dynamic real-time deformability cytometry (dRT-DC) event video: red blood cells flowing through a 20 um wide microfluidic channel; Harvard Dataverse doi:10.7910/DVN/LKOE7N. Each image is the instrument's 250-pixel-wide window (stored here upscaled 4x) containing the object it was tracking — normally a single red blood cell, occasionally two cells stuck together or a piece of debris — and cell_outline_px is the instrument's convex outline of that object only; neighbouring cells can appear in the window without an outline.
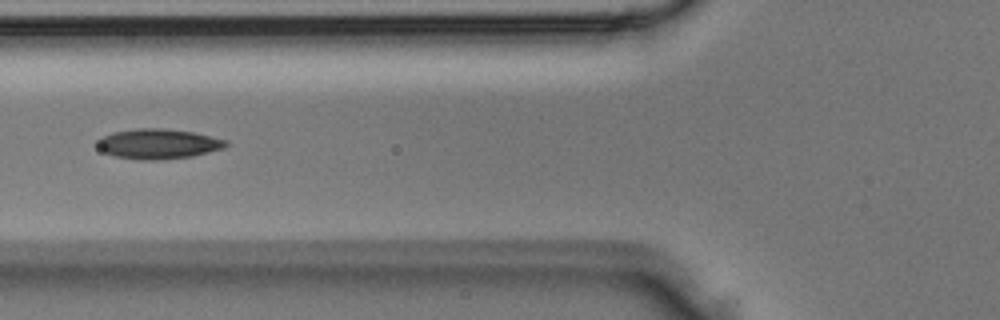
{"species": "Egyptian fruit bat (a non-hibernating species)", "species_latin": "Rousettus aegyptiacus", "temperature_condition": "room temperature", "stored_images_in_passage": 6, "camera_frame_rate_fps": 3000, "um_per_image_px": 0.085, "animal": {"sex": "male"}, "frame": {"image": 1, "passage_image": 6, "time_ms": 1.667, "image_size_px": [1000, 320], "cell_outline_px": [[228, 144], [224, 148], [192, 156], [156, 160], [144, 160], [116, 156], [104, 152], [96, 144], [96, 140], [112, 132], [136, 128], [164, 128], [192, 132], [228, 140]], "centroid_in_image_um": [13.45, 12.22], "position_along_channel_um": 112.4, "area_um2": 22.37}}